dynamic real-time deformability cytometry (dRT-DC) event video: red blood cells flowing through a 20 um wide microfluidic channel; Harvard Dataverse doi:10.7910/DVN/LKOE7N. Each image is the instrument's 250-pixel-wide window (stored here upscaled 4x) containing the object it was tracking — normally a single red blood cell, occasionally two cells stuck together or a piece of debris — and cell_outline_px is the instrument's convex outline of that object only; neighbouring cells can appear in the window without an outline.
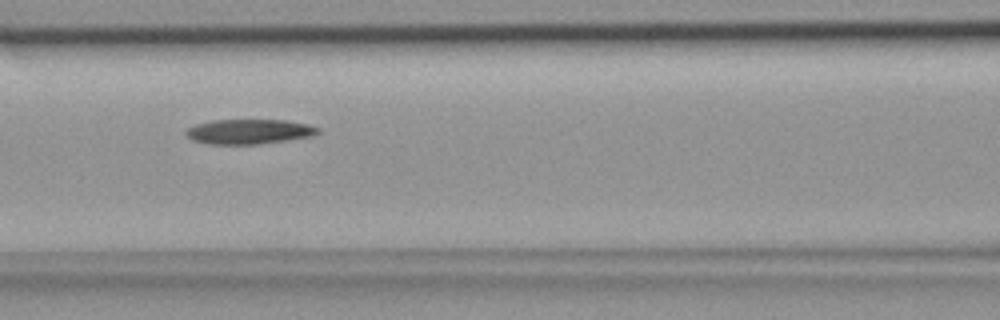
{"species": "common noctule bat (a hibernating species)", "species_latin": "Nyctalus noctula", "temperature_condition": "room temperature", "stored_images_in_passage": 5, "segment_of_instrument_passage": [1, 2], "camera_frame_rate_fps": 3000, "um_per_image_px": 0.085, "animal": {"sex": "female", "body_mass_g": 18.4}, "frame": {"image": 1, "passage_image": 4, "time_ms": 1.0, "image_size_px": [1000, 320], "cell_outline_px": [[320, 132], [312, 136], [288, 140], [256, 144], [208, 144], [192, 140], [184, 132], [188, 128], [196, 124], [212, 120], [284, 120], [308, 124], [320, 128]], "centroid_in_image_um": [21.17, 11.18], "position_along_channel_um": 145.4, "area_um2": 19.07}}